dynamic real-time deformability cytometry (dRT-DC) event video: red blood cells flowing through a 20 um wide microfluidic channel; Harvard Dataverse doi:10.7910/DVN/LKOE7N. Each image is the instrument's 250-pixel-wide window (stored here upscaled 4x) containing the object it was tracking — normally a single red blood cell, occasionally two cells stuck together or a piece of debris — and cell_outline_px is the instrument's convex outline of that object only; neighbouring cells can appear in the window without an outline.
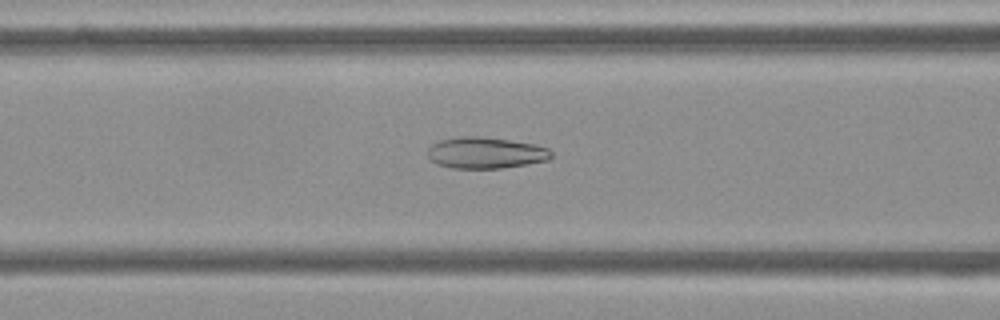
{"species": "Egyptian fruit bat (a non-hibernating species)", "species_latin": "Rousettus aegyptiacus", "temperature_condition": "cold", "stored_images_in_passage": 49, "camera_frame_rate_fps": 3000, "um_per_image_px": 0.085, "frame": {"image": 1, "passage_image": 16, "time_ms": 5.0, "image_size_px": [1000, 320], "cell_outline_px": [[552, 156], [548, 160], [528, 164], [500, 168], [452, 168], [436, 164], [428, 160], [428, 148], [432, 144], [440, 140], [460, 136], [480, 136], [536, 144], [548, 148], [552, 152]], "centroid_in_image_um": [41.26, 12.99], "position_along_channel_um": 125.3, "area_um2": 22.72}}
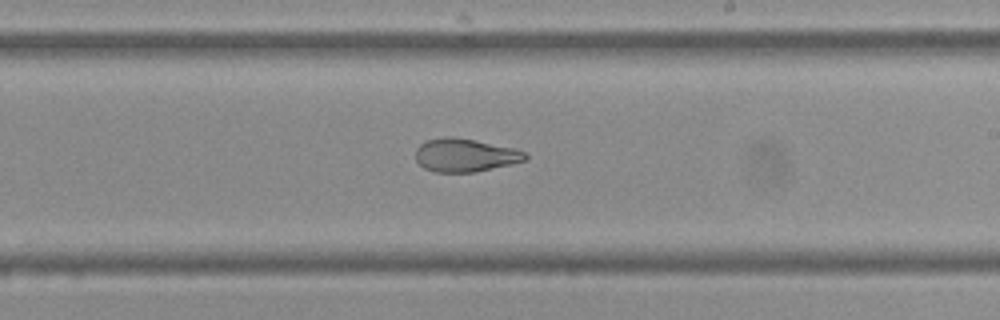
{"frame": {"image": 2, "passage_image": 26, "time_ms": 8.333, "image_size_px": [1000, 320], "cell_outline_px": [[528, 156], [524, 160], [512, 164], [476, 172], [432, 172], [424, 168], [416, 160], [416, 148], [424, 140], [448, 136], [452, 136], [476, 140], [516, 148], [528, 152]], "centroid_in_image_um": [39.54, 13.18], "position_along_channel_um": 249.5, "area_um2": 21.56}}
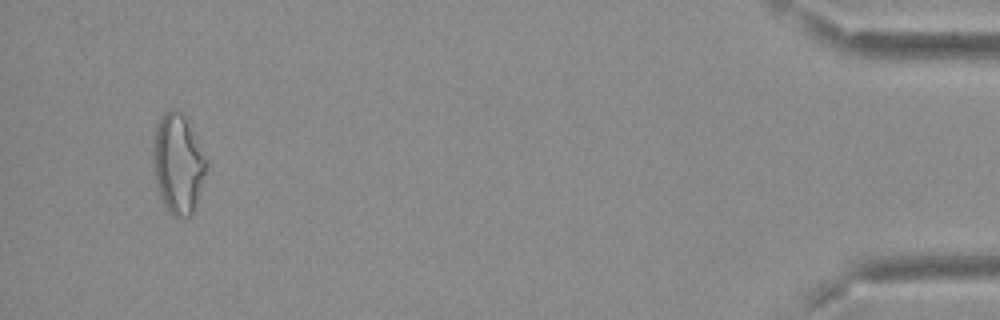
{"frame": {"image": 3, "passage_image": 46, "time_ms": 15.0, "image_size_px": [1000, 320], "cell_outline_px": [[208, 168], [192, 212], [188, 216], [172, 216], [168, 212], [160, 200], [156, 184], [152, 148], [156, 124], [160, 116], [168, 108], [176, 108], [184, 112], [208, 164]], "centroid_in_image_um": [15.1, 13.86], "position_along_channel_um": 420.1, "area_um2": 31.15}, "authors_computed_cell_mechanics": {"area_um2": 24.565, "velocity_mm_per_s": 3.7204, "shape_relaxation_time_tau1_ms": null, "shape_relaxation_time_tau2_ms": 2.1834, "deformation_change_tau1": null, "deformation_change_tau2": 0.08}}